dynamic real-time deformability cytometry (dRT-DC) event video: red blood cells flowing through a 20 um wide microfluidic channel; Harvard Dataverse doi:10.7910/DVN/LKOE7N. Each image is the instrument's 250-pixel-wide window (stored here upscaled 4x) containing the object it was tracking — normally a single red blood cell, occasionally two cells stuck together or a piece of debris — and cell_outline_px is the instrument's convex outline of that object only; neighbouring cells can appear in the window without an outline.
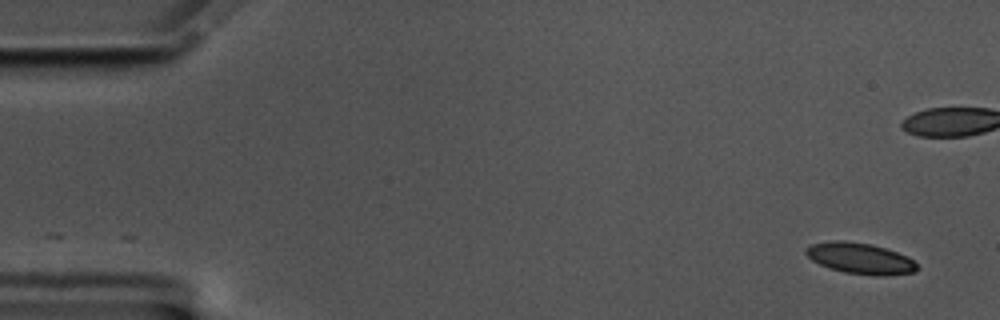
{"species": "common noctule bat (a hibernating species)", "species_latin": "Nyctalus noctula", "temperature_condition": "cold", "stored_images_in_passage": 57, "camera_frame_rate_fps": 3000, "um_per_image_px": 0.085, "animal": {"sex": "male", "body_mass_g": 17.5, "forearm_length_mm": 52.3}, "frame": {"image": 1, "passage_image": 1, "time_ms": 0.0, "image_size_px": [1000, 320], "cell_outline_px": [[920, 268], [916, 272], [884, 276], [872, 276], [844, 272], [828, 268], [812, 260], [804, 252], [804, 248], [812, 244], [832, 240], [844, 240], [872, 244], [908, 256]], "centroid_in_image_um": [73.12, 21.97], "position_along_channel_um": 11.9, "area_um2": 20.35}}
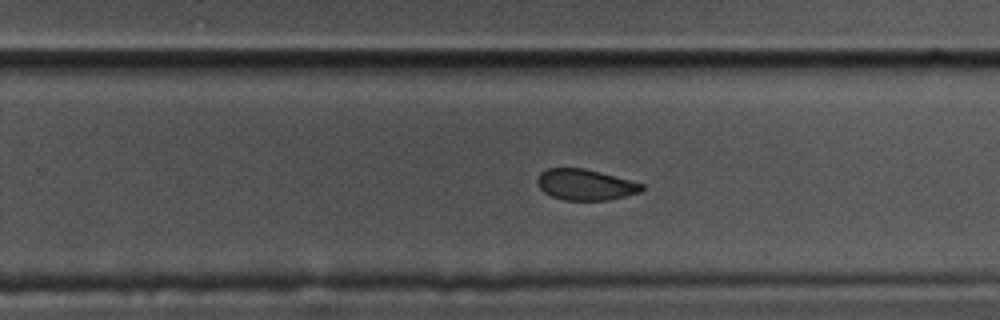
{"frame": {"image": 2, "passage_image": 35, "time_ms": 11.333, "image_size_px": [1000, 320], "cell_outline_px": [[644, 188], [640, 192], [608, 200], [564, 200], [552, 196], [544, 192], [536, 184], [536, 180], [540, 172], [548, 168], [584, 168], [600, 172], [644, 184]], "centroid_in_image_um": [49.72, 15.69], "position_along_channel_um": 280.1, "area_um2": 18.79}}
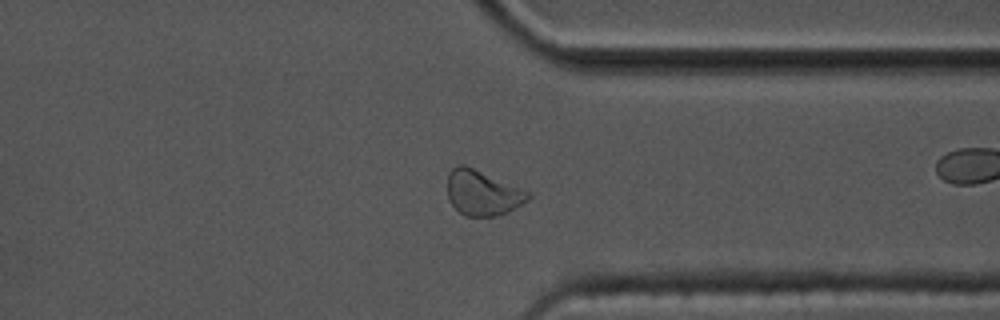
{"frame": {"image": 3, "passage_image": 43, "time_ms": 14.0, "image_size_px": [1000, 320], "cell_outline_px": [[532, 196], [528, 200], [508, 212], [496, 216], [464, 216], [448, 200], [448, 172], [452, 168], [460, 164], [464, 164], [528, 192]], "centroid_in_image_um": [40.98, 16.4], "position_along_channel_um": 370.4, "area_um2": 20.87}, "authors_computed_cell_mechanics": {"area_um2": 20.5768, "velocity_mm_per_s": 3.4366, "shape_relaxation_time_tau1_ms": 6.9495, "shape_relaxation_time_tau2_ms": 3.1919, "deformation_change_tau1": 0.1118, "deformation_change_tau2": 0.0817}}